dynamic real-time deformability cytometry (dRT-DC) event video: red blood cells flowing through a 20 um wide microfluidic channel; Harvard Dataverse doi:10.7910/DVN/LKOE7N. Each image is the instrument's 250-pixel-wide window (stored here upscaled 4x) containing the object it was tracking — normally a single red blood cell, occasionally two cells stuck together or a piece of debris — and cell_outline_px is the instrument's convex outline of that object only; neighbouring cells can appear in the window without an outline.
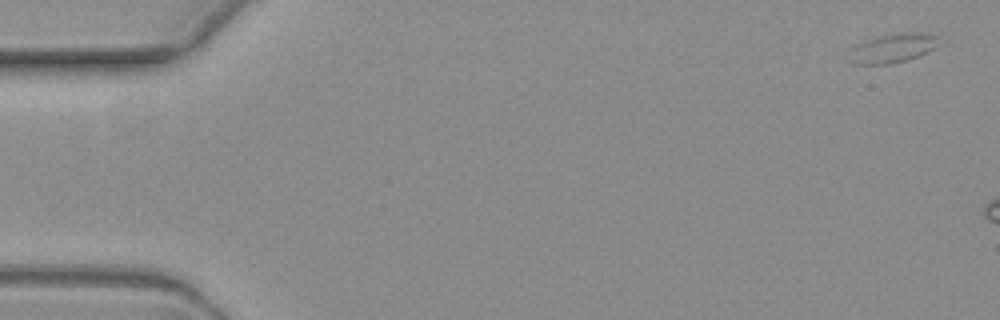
{"species": "common noctule bat (a hibernating species)", "species_latin": "Nyctalus noctula", "temperature_condition": "warm", "stored_images_in_passage": 4, "camera_frame_rate_fps": 3000, "um_per_image_px": 0.085, "animal": {"sex": "female", "body_mass_g": 19.3, "forearm_length_mm": 54.1}, "frame": {"image": 1, "passage_image": 1, "time_ms": 0.0, "image_size_px": [1000, 320], "cell_outline_px": [[948, 40], [936, 48], [908, 60], [892, 64], [852, 64], [852, 48], [856, 44], [880, 36], [908, 32], [928, 32], [940, 36]], "centroid_in_image_um": [76.08, 4.07], "position_along_channel_um": 8.9, "area_um2": 15.49}}